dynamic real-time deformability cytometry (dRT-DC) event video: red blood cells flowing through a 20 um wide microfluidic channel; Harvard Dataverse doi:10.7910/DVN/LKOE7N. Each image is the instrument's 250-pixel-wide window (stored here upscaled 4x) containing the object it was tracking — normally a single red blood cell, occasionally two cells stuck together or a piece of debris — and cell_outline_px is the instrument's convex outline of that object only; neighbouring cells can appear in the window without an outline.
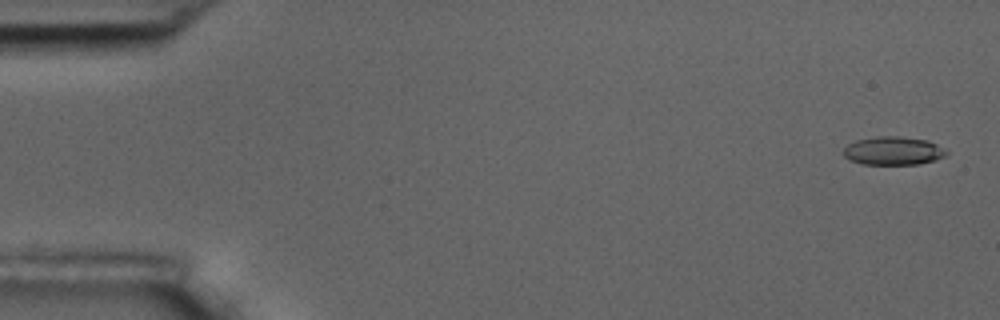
{"species": "common noctule bat (a hibernating species)", "species_latin": "Nyctalus noctula", "temperature_condition": "room temperature", "stored_images_in_passage": 9, "camera_frame_rate_fps": 3000, "um_per_image_px": 0.085, "animal": {"sex": "male", "body_mass_g": 17.5, "forearm_length_mm": 52.3}, "frame": {"image": 1, "passage_image": 1, "time_ms": 0.0, "image_size_px": [1000, 320], "cell_outline_px": [[948, 152], [944, 156], [936, 160], [920, 164], [864, 164], [848, 160], [844, 156], [844, 148], [848, 144], [856, 140], [876, 136], [900, 136], [928, 140], [936, 144]], "centroid_in_image_um": [75.91, 12.81], "position_along_channel_um": 9.1, "area_um2": 17.05}}
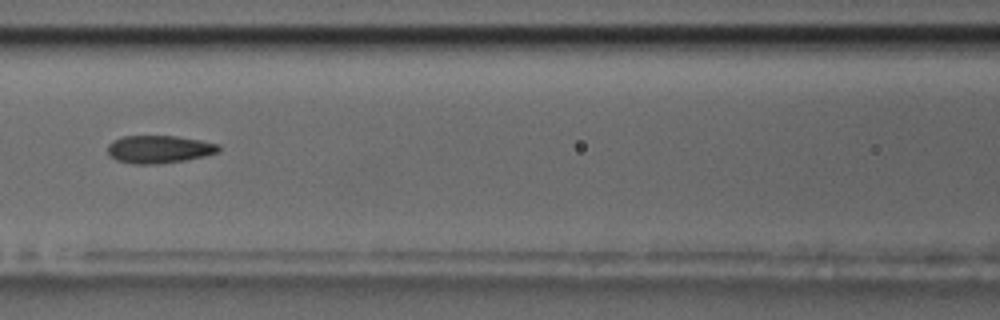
{"frame": {"image": 2, "passage_image": 7, "time_ms": 7.667, "image_size_px": [1000, 320], "cell_outline_px": [[220, 152], [204, 156], [184, 160], [156, 164], [136, 164], [116, 160], [108, 156], [108, 144], [112, 140], [124, 136], [176, 136], [200, 140], [220, 144]], "centroid_in_image_um": [13.52, 12.68], "position_along_channel_um": 153.1, "area_um2": 18.03}}
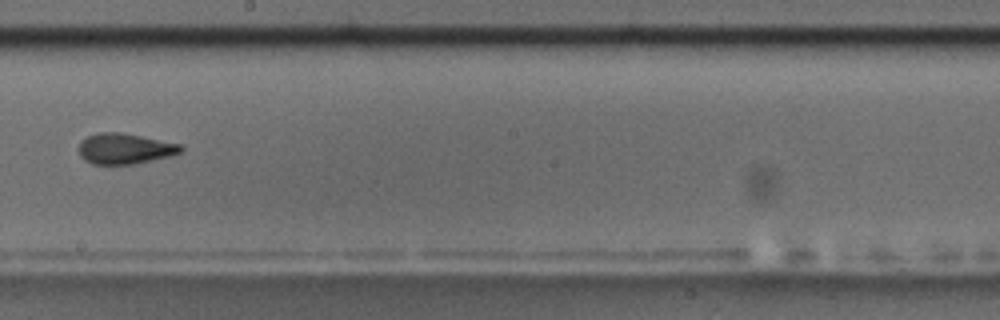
{"frame": {"image": 3, "passage_image": 9, "time_ms": 10.0, "image_size_px": [1000, 320], "cell_outline_px": [[184, 148], [180, 152], [168, 156], [136, 164], [92, 164], [84, 160], [80, 156], [80, 140], [96, 132], [120, 132], [180, 144]], "centroid_in_image_um": [10.57, 12.63], "position_along_channel_um": 237.6, "area_um2": 18.09}}